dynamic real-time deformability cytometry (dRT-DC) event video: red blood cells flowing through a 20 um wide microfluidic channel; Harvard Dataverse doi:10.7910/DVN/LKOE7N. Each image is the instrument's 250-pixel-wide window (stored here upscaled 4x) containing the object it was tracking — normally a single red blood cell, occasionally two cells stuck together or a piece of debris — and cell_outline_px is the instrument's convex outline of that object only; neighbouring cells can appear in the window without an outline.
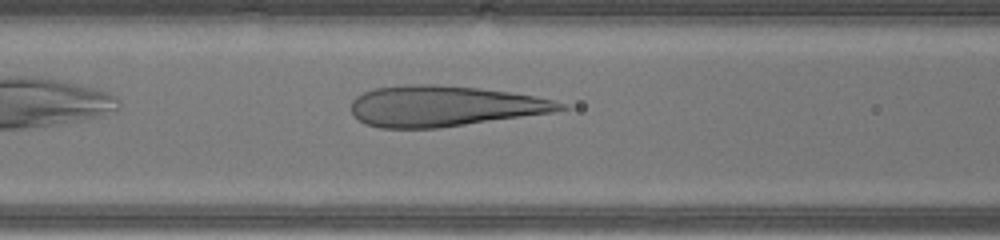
{"species": "human", "species_latin": "Homo sapiens", "temperature_condition": "warm", "stored_images_in_passage": 28, "camera_frame_rate_fps": 3000, "um_per_image_px": 0.085, "donor": {"sex": "male"}, "frame": {"image": 1, "passage_image": 6, "time_ms": 1.667, "image_size_px": [1000, 240], "cell_outline_px": [[568, 108], [552, 112], [436, 128], [380, 128], [364, 124], [352, 116], [352, 100], [356, 96], [364, 92], [376, 88], [408, 84], [436, 84], [480, 88], [508, 92], [532, 96], [552, 100], [564, 104]], "centroid_in_image_um": [37.66, 9.01], "position_along_channel_um": 128.9, "area_um2": 49.19}}
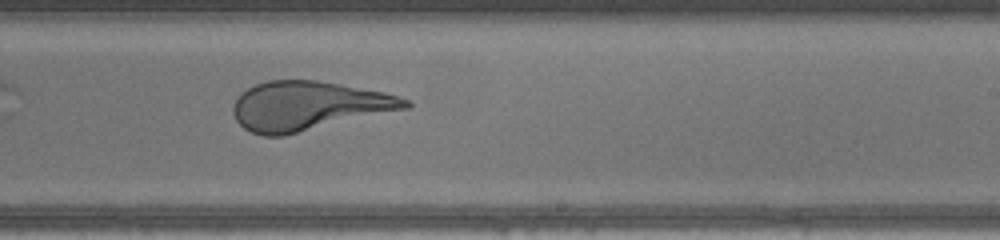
{"frame": {"image": 2, "passage_image": 15, "time_ms": 4.667, "image_size_px": [1000, 240], "cell_outline_px": [[412, 108], [284, 136], [264, 136], [252, 132], [244, 128], [236, 120], [232, 112], [232, 108], [236, 96], [248, 88], [256, 84], [268, 80], [316, 80], [340, 84], [384, 92], [400, 96], [408, 100], [412, 104]], "centroid_in_image_um": [26.24, 9.01], "position_along_channel_um": 262.8, "area_um2": 49.71}}
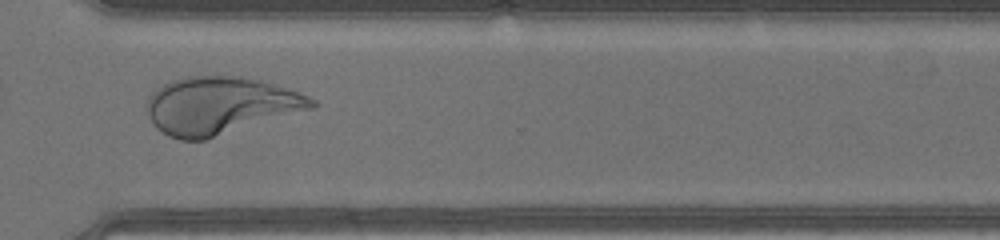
{"frame": {"image": 3, "passage_image": 21, "time_ms": 6.667, "image_size_px": [1000, 240], "cell_outline_px": [[316, 104], [312, 108], [204, 140], [180, 140], [168, 136], [156, 128], [152, 124], [148, 116], [148, 96], [156, 88], [172, 80], [188, 76], [240, 76], [260, 80], [288, 88], [308, 96], [316, 100]], "centroid_in_image_um": [18.67, 8.97], "position_along_channel_um": 351.9, "area_um2": 54.79}}